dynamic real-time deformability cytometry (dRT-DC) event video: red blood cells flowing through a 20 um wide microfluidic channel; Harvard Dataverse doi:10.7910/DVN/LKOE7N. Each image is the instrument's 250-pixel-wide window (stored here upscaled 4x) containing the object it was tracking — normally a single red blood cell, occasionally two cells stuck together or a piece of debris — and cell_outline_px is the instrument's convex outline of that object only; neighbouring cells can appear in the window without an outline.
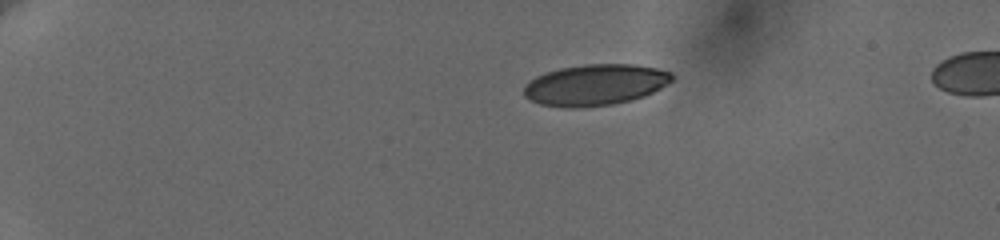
{"species": "human", "species_latin": "Homo sapiens", "temperature_condition": "cold", "stored_images_in_passage": 47, "camera_frame_rate_fps": 3000, "um_per_image_px": 0.085, "donor": {"sex": "female"}, "frame": {"image": 1, "passage_image": 1, "time_ms": 0.0, "image_size_px": [1000, 240], "cell_outline_px": [[672, 80], [660, 88], [644, 96], [632, 100], [612, 104], [576, 108], [564, 108], [540, 104], [528, 100], [524, 96], [524, 84], [536, 76], [560, 68], [584, 64], [636, 64], [656, 68], [672, 72]], "centroid_in_image_um": [50.56, 7.21], "position_along_channel_um": 34.4, "area_um2": 35.6}}
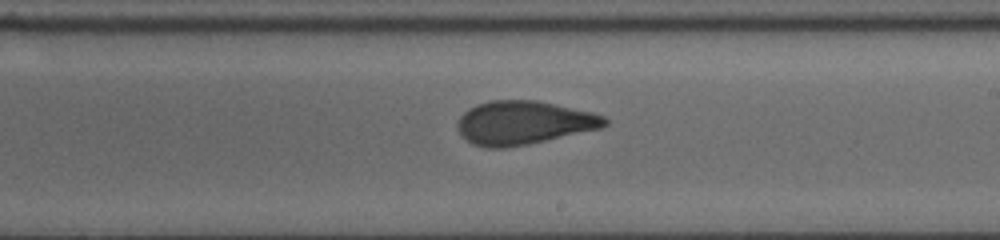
{"frame": {"image": 2, "passage_image": 26, "time_ms": 8.333, "image_size_px": [1000, 240], "cell_outline_px": [[608, 124], [600, 128], [528, 144], [504, 148], [488, 148], [472, 144], [460, 132], [456, 124], [460, 116], [468, 108], [476, 104], [492, 100], [536, 100], [592, 112], [604, 116], [608, 120]], "centroid_in_image_um": [44.49, 10.42], "position_along_channel_um": 244.5, "area_um2": 37.17}}
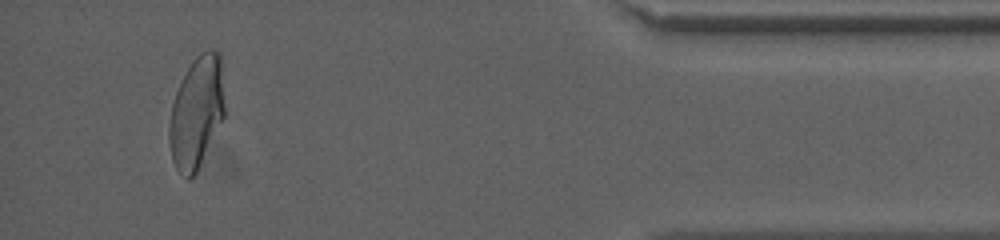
{"frame": {"image": 3, "passage_image": 44, "time_ms": 14.333, "image_size_px": [1000, 240], "cell_outline_px": [[224, 116], [196, 172], [188, 180], [176, 168], [172, 160], [168, 140], [168, 128], [172, 104], [176, 92], [192, 60], [200, 52], [208, 48], [212, 48], [220, 52], [224, 104]], "centroid_in_image_um": [16.69, 9.52], "position_along_channel_um": 418.5, "area_um2": 35.84}, "authors_computed_cell_mechanics": {"area_um2": 37.1654, "velocity_mm_per_s": 3.633, "shape_relaxation_time_tau1_ms": 7.7296, "shape_relaxation_time_tau2_ms": 1.3304, "deformation_change_tau1": 0.2116, "deformation_change_tau2": 0.0685}}